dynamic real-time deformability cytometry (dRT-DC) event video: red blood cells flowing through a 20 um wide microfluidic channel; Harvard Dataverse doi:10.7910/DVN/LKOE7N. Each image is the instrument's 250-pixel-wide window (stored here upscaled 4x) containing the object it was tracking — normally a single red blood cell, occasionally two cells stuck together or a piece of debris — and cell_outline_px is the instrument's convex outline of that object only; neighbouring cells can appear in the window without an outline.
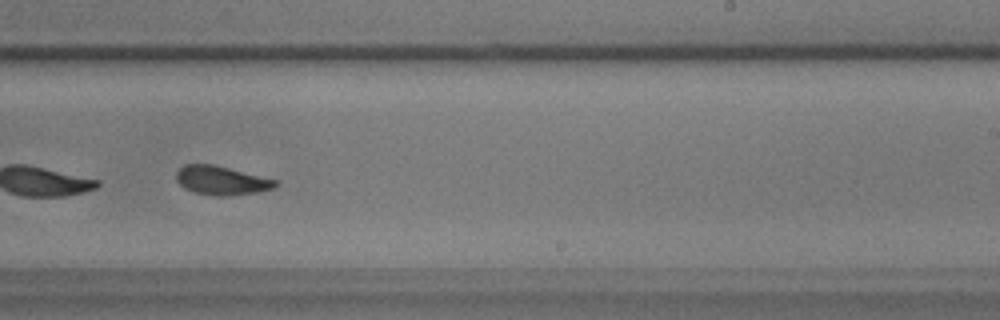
{"species": "common noctule bat (a hibernating species)", "species_latin": "Nyctalus noctula", "temperature_condition": "warm", "stored_images_in_passage": 56, "segment_of_instrument_passage": [2, 2], "camera_frame_rate_fps": 3000, "um_per_image_px": 0.085, "animal": {"sex": "male", "body_mass_g": 17.9}, "frame": {"image": 1, "passage_image": 35, "time_ms": 11.333, "image_size_px": [1000, 320], "cell_outline_px": [[280, 184], [276, 188], [260, 192], [228, 196], [216, 196], [196, 192], [184, 188], [176, 180], [176, 172], [184, 164], [216, 164], [276, 180]], "centroid_in_image_um": [18.86, 15.34], "position_along_channel_um": 270.1, "area_um2": 16.88}}